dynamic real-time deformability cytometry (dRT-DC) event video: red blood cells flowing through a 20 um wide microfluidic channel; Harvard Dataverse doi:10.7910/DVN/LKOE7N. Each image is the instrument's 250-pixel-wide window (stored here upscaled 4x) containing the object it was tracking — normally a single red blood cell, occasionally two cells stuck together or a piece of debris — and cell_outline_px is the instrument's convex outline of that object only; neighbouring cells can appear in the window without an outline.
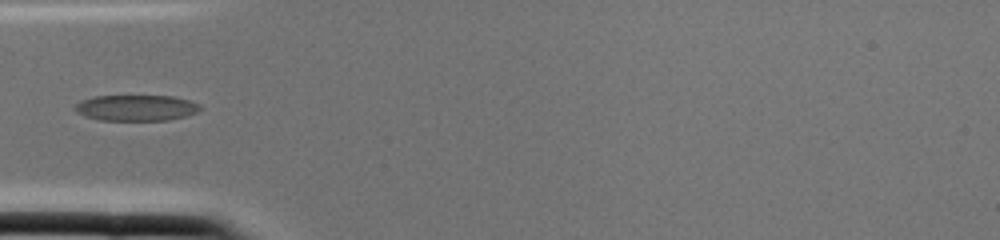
{"species": "common noctule bat (a hibernating species)", "species_latin": "Nyctalus noctula", "temperature_condition": "cold", "stored_images_in_passage": 2, "camera_frame_rate_fps": 3000, "um_per_image_px": 0.085, "animal": {"sex": "female", "body_mass_g": 22.0, "forearm_length_mm": 56.7}, "frame": {"image": 1, "passage_image": 2, "time_ms": 0.333, "image_size_px": [1000, 240], "cell_outline_px": [[200, 108], [196, 112], [184, 116], [168, 120], [100, 120], [84, 116], [76, 112], [72, 108], [80, 100], [96, 96], [172, 96], [188, 100], [200, 104]], "centroid_in_image_um": [11.52, 9.16], "position_along_channel_um": 73.5, "area_um2": 18.84}}